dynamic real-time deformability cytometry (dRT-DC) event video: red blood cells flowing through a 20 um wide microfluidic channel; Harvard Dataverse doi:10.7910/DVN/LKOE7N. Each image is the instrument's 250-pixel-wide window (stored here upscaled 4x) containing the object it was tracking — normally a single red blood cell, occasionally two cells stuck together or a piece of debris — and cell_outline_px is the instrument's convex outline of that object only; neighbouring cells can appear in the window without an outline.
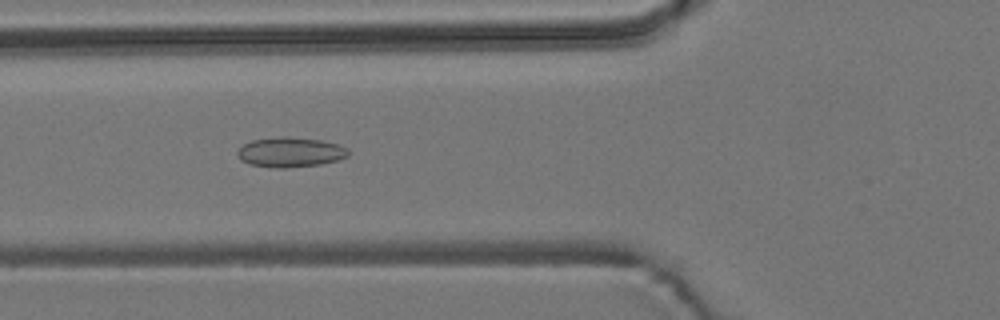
{"species": "common noctule bat (a hibernating species)", "species_latin": "Nyctalus noctula", "temperature_condition": "room temperature", "stored_images_in_passage": 51, "camera_frame_rate_fps": 3000, "um_per_image_px": 0.085, "animal": {"sex": "male", "body_mass_g": 19.2, "forearm_length_mm": 51.8}, "frame": {"image": 1, "passage_image": 16, "time_ms": 5.0, "image_size_px": [1000, 320], "cell_outline_px": [[348, 156], [336, 160], [320, 164], [284, 168], [276, 168], [252, 164], [240, 160], [236, 156], [236, 152], [244, 144], [252, 140], [280, 136], [288, 136], [320, 140], [340, 144], [348, 148]], "centroid_in_image_um": [24.67, 12.92], "position_along_channel_um": 101.1, "area_um2": 19.31}}
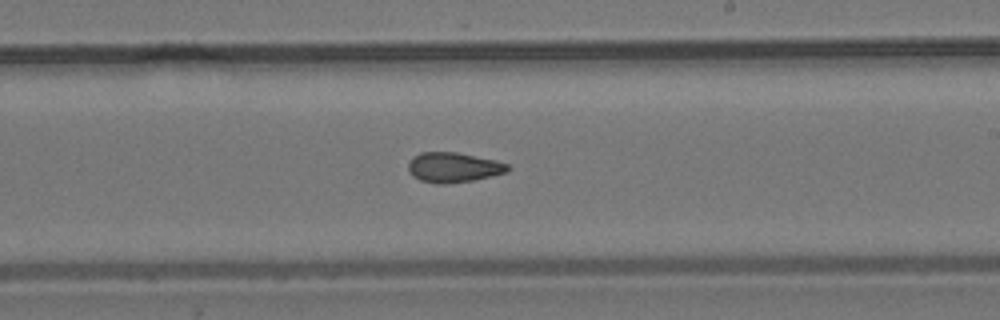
{"frame": {"image": 2, "passage_image": 28, "time_ms": 9.0, "image_size_px": [1000, 320], "cell_outline_px": [[512, 168], [508, 172], [472, 180], [444, 184], [436, 184], [420, 180], [412, 176], [408, 168], [408, 164], [412, 156], [420, 152], [456, 152], [496, 160], [508, 164]], "centroid_in_image_um": [38.54, 14.22], "position_along_channel_um": 250.5, "area_um2": 17.46}}
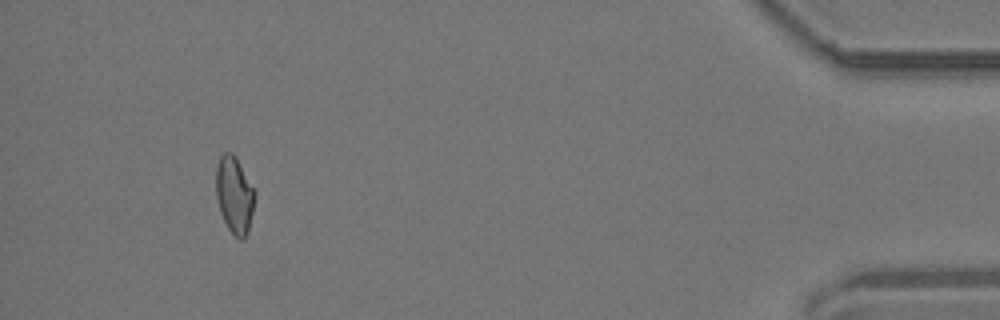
{"frame": {"image": 3, "passage_image": 47, "time_ms": 15.333, "image_size_px": [1000, 320], "cell_outline_px": [[256, 196], [248, 232], [244, 240], [240, 240], [228, 228], [220, 212], [216, 196], [216, 164], [220, 156], [224, 152], [232, 152], [236, 156], [256, 192]], "centroid_in_image_um": [19.93, 16.55], "position_along_channel_um": 415.3, "area_um2": 17.57}, "authors_computed_cell_mechanics": {"area_um2": 17.5712, "velocity_mm_per_s": 3.7285, "shape_relaxation_time_tau1_ms": null, "shape_relaxation_time_tau2_ms": 3.1743, "deformation_change_tau1": null, "deformation_change_tau2": 0.1023}}